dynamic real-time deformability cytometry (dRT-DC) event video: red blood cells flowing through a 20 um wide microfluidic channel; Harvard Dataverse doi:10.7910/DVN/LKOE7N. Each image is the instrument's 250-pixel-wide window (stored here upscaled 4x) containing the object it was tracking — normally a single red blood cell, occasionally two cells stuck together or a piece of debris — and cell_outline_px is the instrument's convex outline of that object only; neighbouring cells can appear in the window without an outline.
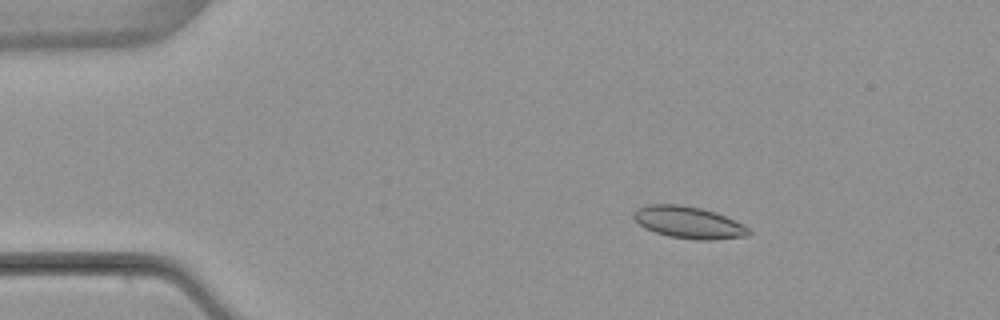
{"species": "common noctule bat (a hibernating species)", "species_latin": "Nyctalus noctula", "temperature_condition": "warm", "stored_images_in_passage": 4, "camera_frame_rate_fps": 3000, "um_per_image_px": 0.085, "animal": {"sex": "female", "body_mass_g": 22.7, "forearm_length_mm": 54.2}, "frame": {"image": 1, "passage_image": 2, "time_ms": 1.333, "image_size_px": [1000, 320], "cell_outline_px": [[752, 232], [748, 236], [712, 240], [696, 240], [668, 236], [644, 228], [632, 216], [632, 212], [636, 208], [648, 204], [680, 204], [700, 208], [716, 212], [744, 224]], "centroid_in_image_um": [58.53, 18.9], "position_along_channel_um": 26.5, "area_um2": 21.62}}